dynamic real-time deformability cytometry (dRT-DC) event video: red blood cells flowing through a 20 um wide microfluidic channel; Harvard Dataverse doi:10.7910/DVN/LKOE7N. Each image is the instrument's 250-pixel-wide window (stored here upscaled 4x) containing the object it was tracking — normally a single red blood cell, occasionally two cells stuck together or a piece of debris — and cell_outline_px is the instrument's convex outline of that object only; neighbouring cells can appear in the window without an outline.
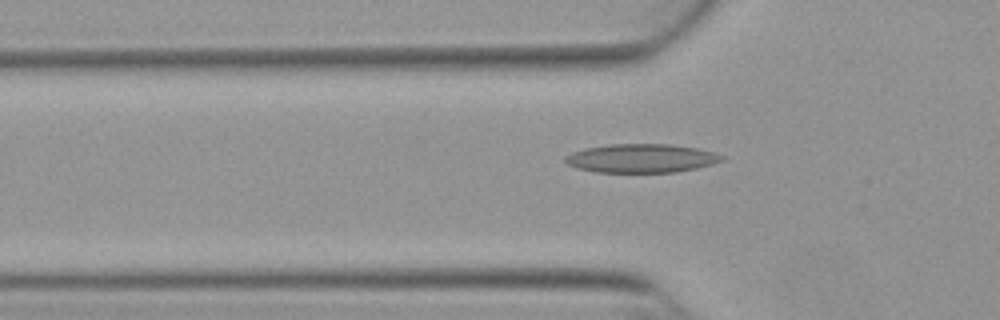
{"species": "Egyptian fruit bat (a non-hibernating species)", "species_latin": "Rousettus aegyptiacus", "temperature_condition": "warm", "stored_images_in_passage": 47, "camera_frame_rate_fps": 3000, "um_per_image_px": 0.085, "animal": {"sex": "female"}, "frame": {"image": 1, "passage_image": 17, "time_ms": 5.333, "image_size_px": [1000, 320], "cell_outline_px": [[724, 160], [712, 164], [696, 168], [676, 172], [596, 172], [580, 168], [568, 164], [564, 160], [564, 156], [572, 152], [584, 148], [608, 144], [668, 144], [696, 148], [712, 152], [724, 156]], "centroid_in_image_um": [54.5, 13.45], "position_along_channel_um": 71.3, "area_um2": 26.07}}
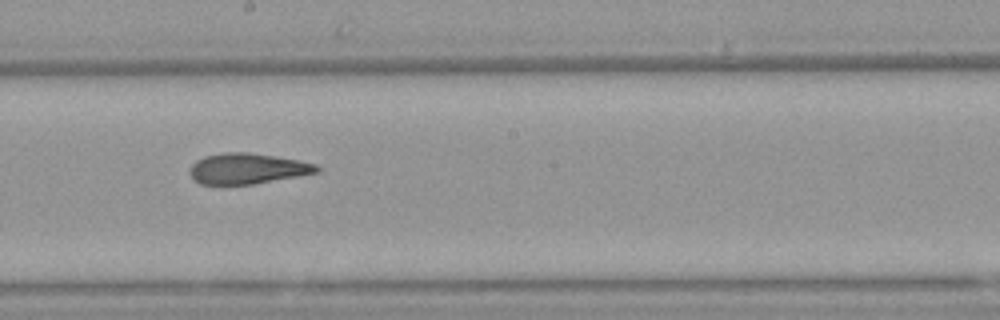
{"frame": {"image": 2, "passage_image": 29, "time_ms": 9.333, "image_size_px": [1000, 320], "cell_outline_px": [[320, 172], [252, 184], [200, 184], [192, 180], [192, 164], [196, 160], [204, 156], [224, 152], [248, 152], [276, 156], [316, 164], [320, 168]], "centroid_in_image_um": [21.03, 14.32], "position_along_channel_um": 227.2, "area_um2": 22.48}}
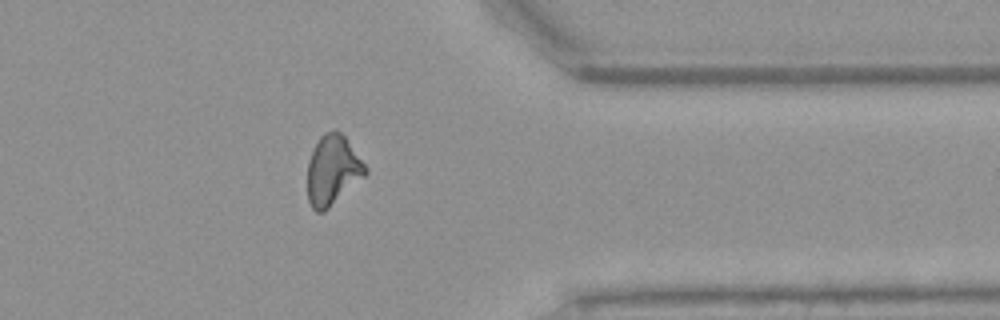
{"frame": {"image": 3, "passage_image": 42, "time_ms": 13.667, "image_size_px": [1000, 320], "cell_outline_px": [[368, 172], [364, 176], [324, 212], [316, 212], [312, 208], [308, 200], [308, 160], [320, 136], [324, 132], [332, 128], [336, 128], [344, 136], [368, 168]], "centroid_in_image_um": [28.27, 14.45], "position_along_channel_um": 383.1, "area_um2": 23.41}, "authors_computed_cell_mechanics": {"area_um2": 23.5824, "velocity_mm_per_s": 3.8881, "shape_relaxation_time_tau1_ms": null, "shape_relaxation_time_tau2_ms": 2.74, "deformation_change_tau1": null, "deformation_change_tau2": 0.1121}}